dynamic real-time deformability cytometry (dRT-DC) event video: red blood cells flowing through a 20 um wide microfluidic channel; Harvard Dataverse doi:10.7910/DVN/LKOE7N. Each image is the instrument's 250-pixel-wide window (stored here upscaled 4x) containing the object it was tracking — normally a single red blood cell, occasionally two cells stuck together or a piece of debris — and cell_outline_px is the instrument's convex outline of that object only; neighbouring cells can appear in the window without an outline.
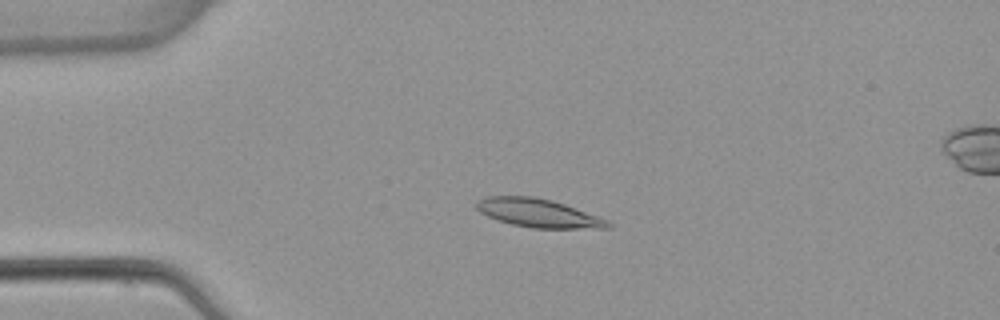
{"species": "common noctule bat (a hibernating species)", "species_latin": "Nyctalus noctula", "temperature_condition": "warm", "stored_images_in_passage": 5, "camera_frame_rate_fps": 3000, "um_per_image_px": 0.085, "animal": {"sex": "female", "body_mass_g": 22.7, "forearm_length_mm": 54.2}, "frame": {"image": 1, "passage_image": 3, "time_ms": 3.333, "image_size_px": [1000, 320], "cell_outline_px": [[612, 228], [532, 228], [512, 224], [488, 216], [480, 212], [476, 208], [476, 200], [488, 196], [532, 196], [552, 200], [564, 204], [608, 220], [612, 224]], "centroid_in_image_um": [45.75, 18.11], "position_along_channel_um": 39.2, "area_um2": 21.62}}